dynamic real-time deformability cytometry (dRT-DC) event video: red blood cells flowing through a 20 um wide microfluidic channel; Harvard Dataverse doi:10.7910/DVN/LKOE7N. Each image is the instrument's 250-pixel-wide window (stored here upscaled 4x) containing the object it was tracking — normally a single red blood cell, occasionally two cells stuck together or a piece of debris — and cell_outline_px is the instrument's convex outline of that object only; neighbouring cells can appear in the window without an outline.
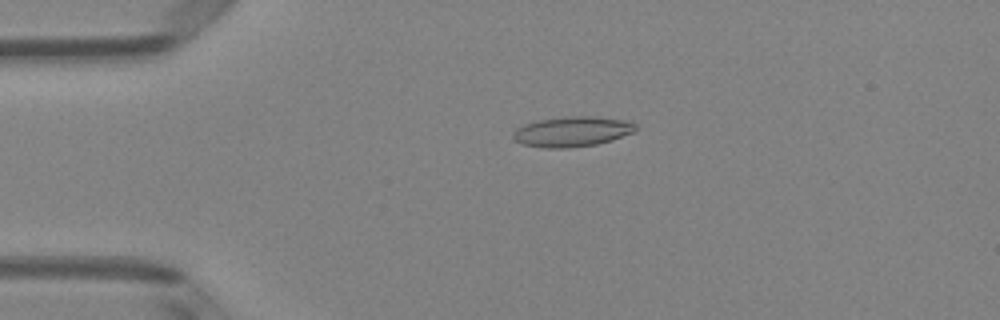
{"species": "Egyptian fruit bat (a non-hibernating species)", "species_latin": "Rousettus aegyptiacus", "temperature_condition": "room temperature", "stored_images_in_passage": 40, "camera_frame_rate_fps": 3000, "um_per_image_px": 0.085, "animal": {"sex": "female"}, "frame": {"image": 1, "passage_image": 1, "time_ms": 0.0, "image_size_px": [1000, 320], "cell_outline_px": [[636, 132], [612, 140], [596, 144], [568, 148], [544, 148], [524, 144], [516, 140], [512, 136], [512, 132], [516, 128], [524, 124], [536, 120], [568, 116], [596, 116], [624, 120], [636, 124]], "centroid_in_image_um": [48.64, 11.18], "position_along_channel_um": 36.4, "area_um2": 21.68}}
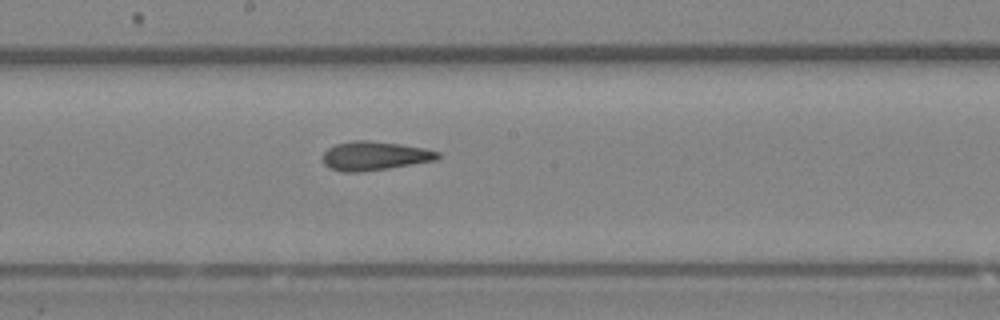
{"frame": {"image": 2, "passage_image": 17, "time_ms": 5.333, "image_size_px": [1000, 320], "cell_outline_px": [[440, 156], [436, 160], [388, 168], [360, 172], [340, 172], [328, 168], [320, 160], [320, 156], [328, 148], [336, 144], [352, 140], [368, 140], [400, 144], [428, 148], [440, 152]], "centroid_in_image_um": [31.79, 13.25], "position_along_channel_um": 216.4, "area_um2": 19.71}}
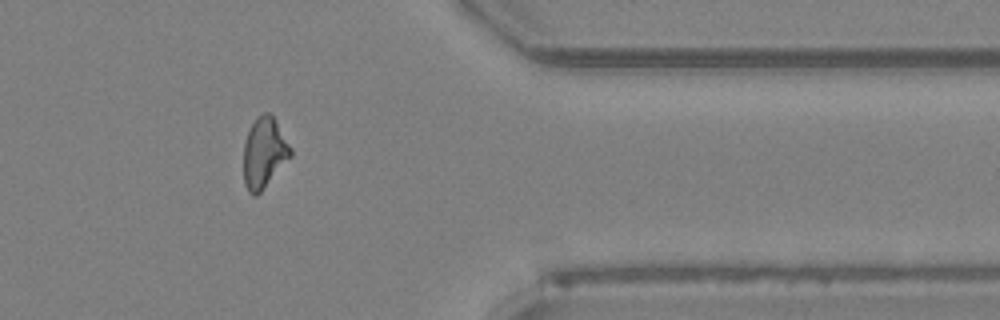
{"frame": {"image": 3, "passage_image": 31, "time_ms": 10.0, "image_size_px": [1000, 320], "cell_outline_px": [[292, 156], [260, 192], [256, 196], [252, 196], [248, 192], [244, 184], [244, 144], [248, 132], [256, 116], [264, 112], [268, 112], [276, 120], [292, 148]], "centroid_in_image_um": [22.46, 12.99], "position_along_channel_um": 388.9, "area_um2": 19.36}, "authors_computed_cell_mechanics": {"area_um2": 19.2763, "velocity_mm_per_s": 4.061, "shape_relaxation_time_tau1_ms": 5.4685, "shape_relaxation_time_tau2_ms": 1.6208, "deformation_change_tau1": 0.1665, "deformation_change_tau2": 0.107}}